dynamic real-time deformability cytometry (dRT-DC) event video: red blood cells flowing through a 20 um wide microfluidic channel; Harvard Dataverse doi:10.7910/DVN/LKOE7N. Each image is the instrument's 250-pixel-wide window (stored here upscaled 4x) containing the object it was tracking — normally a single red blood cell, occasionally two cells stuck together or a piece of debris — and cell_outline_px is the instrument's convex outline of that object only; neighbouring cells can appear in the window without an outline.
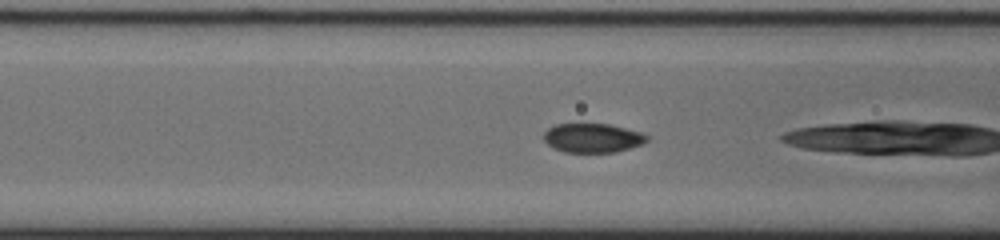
{"species": "common noctule bat (a hibernating species)", "species_latin": "Nyctalus noctula", "temperature_condition": "cold", "stored_images_in_passage": 17, "camera_frame_rate_fps": 3000, "um_per_image_px": 0.085, "animal": {"sex": "male", "body_mass_g": 20.0, "forearm_length_mm": 53.3}, "frame": {"image": 1, "passage_image": 16, "time_ms": 5.0, "image_size_px": [1000, 240], "cell_outline_px": [[648, 140], [644, 144], [616, 152], [564, 152], [548, 144], [544, 140], [544, 132], [548, 128], [556, 124], [608, 124], [640, 132], [648, 136]], "centroid_in_image_um": [50.38, 11.73], "position_along_channel_um": 116.2, "area_um2": 17.4}}